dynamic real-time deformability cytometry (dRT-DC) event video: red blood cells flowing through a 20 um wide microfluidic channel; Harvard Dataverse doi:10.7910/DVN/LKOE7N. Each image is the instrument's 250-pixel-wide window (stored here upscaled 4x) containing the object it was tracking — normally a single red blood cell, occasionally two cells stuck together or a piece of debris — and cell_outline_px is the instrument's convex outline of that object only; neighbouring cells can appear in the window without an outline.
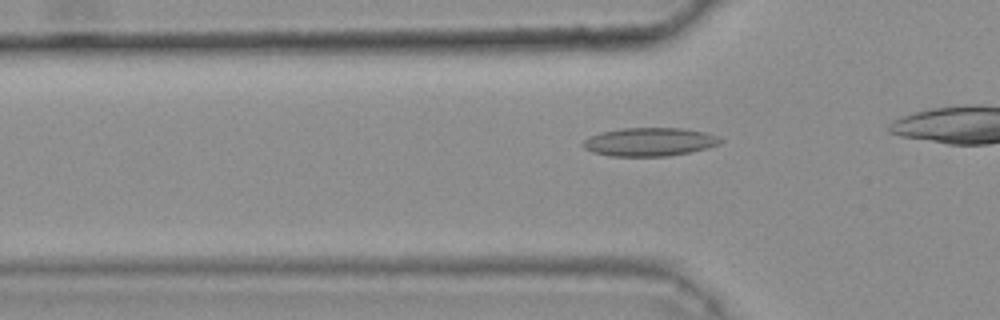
{"species": "common noctule bat (a hibernating species)", "species_latin": "Nyctalus noctula", "temperature_condition": "warm", "stored_images_in_passage": 22, "camera_frame_rate_fps": 3000, "um_per_image_px": 0.085, "animal": {"sex": "female", "body_mass_g": 25.1}, "frame": {"image": 1, "passage_image": 13, "time_ms": 4.0, "image_size_px": [1000, 320], "cell_outline_px": [[724, 140], [720, 144], [708, 148], [668, 156], [612, 156], [592, 152], [584, 148], [580, 144], [588, 136], [600, 132], [624, 128], [684, 128], [704, 132], [716, 136]], "centroid_in_image_um": [55.18, 12.06], "position_along_channel_um": 70.6, "area_um2": 22.83}}